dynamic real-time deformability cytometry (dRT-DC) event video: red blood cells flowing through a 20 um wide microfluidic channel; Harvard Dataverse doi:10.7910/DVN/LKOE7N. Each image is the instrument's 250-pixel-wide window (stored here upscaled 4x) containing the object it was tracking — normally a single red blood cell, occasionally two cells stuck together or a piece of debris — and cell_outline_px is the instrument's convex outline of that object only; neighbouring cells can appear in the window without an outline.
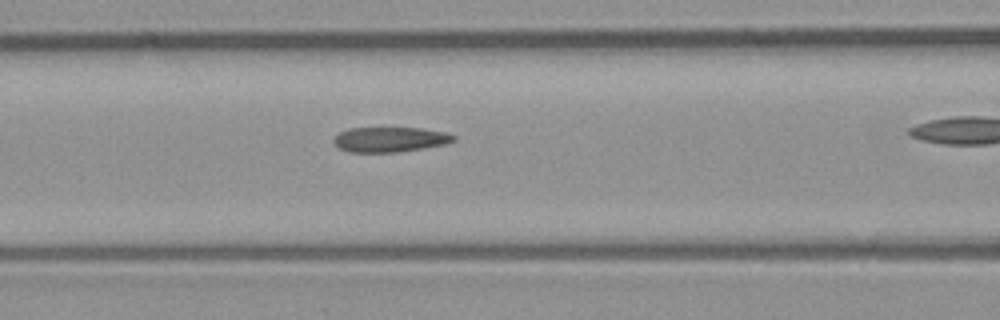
{"species": "common noctule bat (a hibernating species)", "species_latin": "Nyctalus noctula", "temperature_condition": "room temperature", "stored_images_in_passage": 24, "camera_frame_rate_fps": 3000, "um_per_image_px": 0.085, "animal": {"sex": "male", "body_mass_g": 23.1, "forearm_length_mm": 52.7}, "frame": {"image": 1, "passage_image": 5, "time_ms": 1.333, "image_size_px": [1000, 320], "cell_outline_px": [[456, 140], [448, 144], [424, 148], [396, 152], [352, 152], [340, 148], [332, 140], [340, 132], [348, 128], [420, 128], [448, 132], [456, 136]], "centroid_in_image_um": [33.22, 11.85], "position_along_channel_um": 133.4, "area_um2": 17.51}}
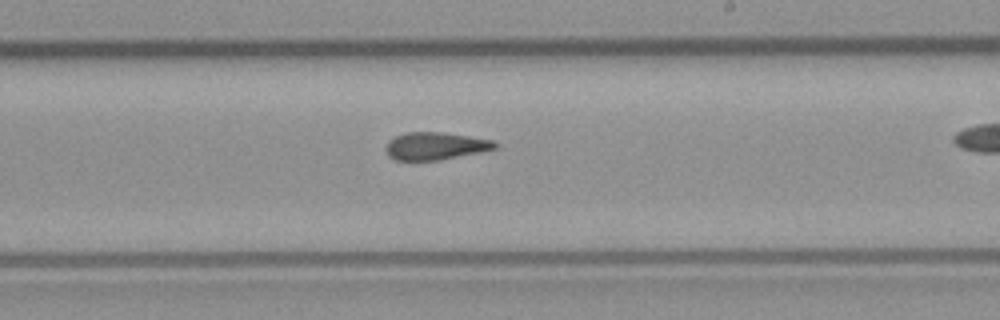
{"frame": {"image": 2, "passage_image": 14, "time_ms": 4.333, "image_size_px": [1000, 320], "cell_outline_px": [[496, 148], [480, 152], [440, 160], [396, 160], [388, 156], [384, 148], [388, 140], [396, 136], [408, 132], [440, 132], [468, 136], [492, 140], [496, 144]], "centroid_in_image_um": [36.95, 12.41], "position_along_channel_um": 252.1, "area_um2": 17.4}}
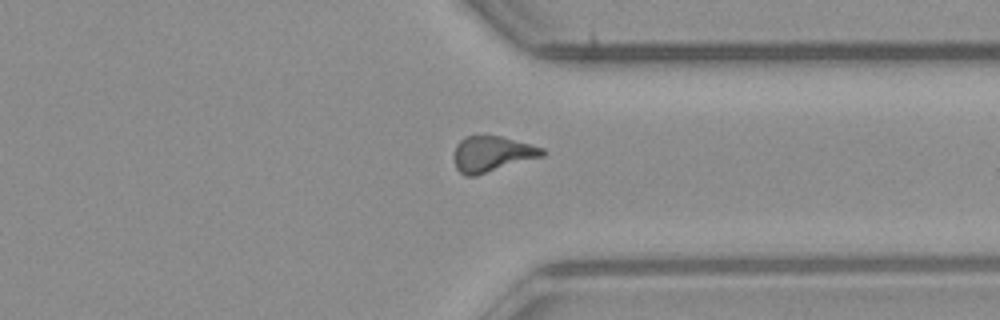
{"frame": {"image": 3, "passage_image": 23, "time_ms": 7.333, "image_size_px": [1000, 320], "cell_outline_px": [[544, 156], [476, 176], [464, 176], [456, 168], [452, 156], [452, 152], [456, 144], [464, 136], [500, 136], [544, 148]], "centroid_in_image_um": [41.77, 13.1], "position_along_channel_um": 369.6, "area_um2": 18.55}}